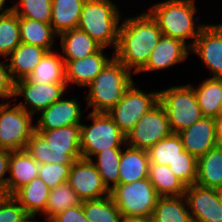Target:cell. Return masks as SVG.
Masks as SVG:
<instances>
[{
	"mask_svg": "<svg viewBox=\"0 0 222 222\" xmlns=\"http://www.w3.org/2000/svg\"><path fill=\"white\" fill-rule=\"evenodd\" d=\"M25 150L39 163L73 164L82 158L80 125L35 130Z\"/></svg>",
	"mask_w": 222,
	"mask_h": 222,
	"instance_id": "2",
	"label": "cell"
},
{
	"mask_svg": "<svg viewBox=\"0 0 222 222\" xmlns=\"http://www.w3.org/2000/svg\"><path fill=\"white\" fill-rule=\"evenodd\" d=\"M50 189L40 177L34 178L30 183L18 189L12 196L25 209L30 217L38 213L44 214Z\"/></svg>",
	"mask_w": 222,
	"mask_h": 222,
	"instance_id": "25",
	"label": "cell"
},
{
	"mask_svg": "<svg viewBox=\"0 0 222 222\" xmlns=\"http://www.w3.org/2000/svg\"><path fill=\"white\" fill-rule=\"evenodd\" d=\"M185 197L194 222H222L220 190L195 183L186 188Z\"/></svg>",
	"mask_w": 222,
	"mask_h": 222,
	"instance_id": "14",
	"label": "cell"
},
{
	"mask_svg": "<svg viewBox=\"0 0 222 222\" xmlns=\"http://www.w3.org/2000/svg\"><path fill=\"white\" fill-rule=\"evenodd\" d=\"M15 104L0 101V149H25L35 131L34 117Z\"/></svg>",
	"mask_w": 222,
	"mask_h": 222,
	"instance_id": "9",
	"label": "cell"
},
{
	"mask_svg": "<svg viewBox=\"0 0 222 222\" xmlns=\"http://www.w3.org/2000/svg\"><path fill=\"white\" fill-rule=\"evenodd\" d=\"M38 169L39 163L25 149L10 151L6 195H13L38 177Z\"/></svg>",
	"mask_w": 222,
	"mask_h": 222,
	"instance_id": "20",
	"label": "cell"
},
{
	"mask_svg": "<svg viewBox=\"0 0 222 222\" xmlns=\"http://www.w3.org/2000/svg\"><path fill=\"white\" fill-rule=\"evenodd\" d=\"M148 179L160 197L185 195L187 186L176 177L169 166L149 164Z\"/></svg>",
	"mask_w": 222,
	"mask_h": 222,
	"instance_id": "31",
	"label": "cell"
},
{
	"mask_svg": "<svg viewBox=\"0 0 222 222\" xmlns=\"http://www.w3.org/2000/svg\"><path fill=\"white\" fill-rule=\"evenodd\" d=\"M197 11L194 0L161 1L153 4L148 10L164 36L180 39L190 48L207 25L199 21L196 23L199 20V16L195 18ZM189 39L192 42L188 44L186 41Z\"/></svg>",
	"mask_w": 222,
	"mask_h": 222,
	"instance_id": "3",
	"label": "cell"
},
{
	"mask_svg": "<svg viewBox=\"0 0 222 222\" xmlns=\"http://www.w3.org/2000/svg\"><path fill=\"white\" fill-rule=\"evenodd\" d=\"M47 52L40 46L21 42L6 58L13 81L28 77Z\"/></svg>",
	"mask_w": 222,
	"mask_h": 222,
	"instance_id": "21",
	"label": "cell"
},
{
	"mask_svg": "<svg viewBox=\"0 0 222 222\" xmlns=\"http://www.w3.org/2000/svg\"><path fill=\"white\" fill-rule=\"evenodd\" d=\"M66 89V83L35 84L25 78L14 82L13 98L17 100V96H23L24 101L16 105L34 116L59 101Z\"/></svg>",
	"mask_w": 222,
	"mask_h": 222,
	"instance_id": "12",
	"label": "cell"
},
{
	"mask_svg": "<svg viewBox=\"0 0 222 222\" xmlns=\"http://www.w3.org/2000/svg\"><path fill=\"white\" fill-rule=\"evenodd\" d=\"M19 30L22 43L37 45L47 51L54 50L52 47H54V40L58 38V34L54 31L50 23L19 18Z\"/></svg>",
	"mask_w": 222,
	"mask_h": 222,
	"instance_id": "28",
	"label": "cell"
},
{
	"mask_svg": "<svg viewBox=\"0 0 222 222\" xmlns=\"http://www.w3.org/2000/svg\"><path fill=\"white\" fill-rule=\"evenodd\" d=\"M7 0H0V17L10 9V7L5 6ZM5 6V7H4ZM7 7V8H6Z\"/></svg>",
	"mask_w": 222,
	"mask_h": 222,
	"instance_id": "46",
	"label": "cell"
},
{
	"mask_svg": "<svg viewBox=\"0 0 222 222\" xmlns=\"http://www.w3.org/2000/svg\"><path fill=\"white\" fill-rule=\"evenodd\" d=\"M10 151L0 149V195H6L7 173L9 167ZM6 176V177H5Z\"/></svg>",
	"mask_w": 222,
	"mask_h": 222,
	"instance_id": "43",
	"label": "cell"
},
{
	"mask_svg": "<svg viewBox=\"0 0 222 222\" xmlns=\"http://www.w3.org/2000/svg\"><path fill=\"white\" fill-rule=\"evenodd\" d=\"M60 37L61 55L64 61L83 59L96 53L101 46L85 31L74 28L58 35Z\"/></svg>",
	"mask_w": 222,
	"mask_h": 222,
	"instance_id": "23",
	"label": "cell"
},
{
	"mask_svg": "<svg viewBox=\"0 0 222 222\" xmlns=\"http://www.w3.org/2000/svg\"><path fill=\"white\" fill-rule=\"evenodd\" d=\"M110 196L123 219L152 216L160 197L148 177L129 184H118L110 191Z\"/></svg>",
	"mask_w": 222,
	"mask_h": 222,
	"instance_id": "8",
	"label": "cell"
},
{
	"mask_svg": "<svg viewBox=\"0 0 222 222\" xmlns=\"http://www.w3.org/2000/svg\"><path fill=\"white\" fill-rule=\"evenodd\" d=\"M121 22L114 56L135 75L146 65L163 34L147 10Z\"/></svg>",
	"mask_w": 222,
	"mask_h": 222,
	"instance_id": "1",
	"label": "cell"
},
{
	"mask_svg": "<svg viewBox=\"0 0 222 222\" xmlns=\"http://www.w3.org/2000/svg\"><path fill=\"white\" fill-rule=\"evenodd\" d=\"M168 166L187 187L195 184L197 179V158L186 150L182 152V156L176 158Z\"/></svg>",
	"mask_w": 222,
	"mask_h": 222,
	"instance_id": "38",
	"label": "cell"
},
{
	"mask_svg": "<svg viewBox=\"0 0 222 222\" xmlns=\"http://www.w3.org/2000/svg\"><path fill=\"white\" fill-rule=\"evenodd\" d=\"M34 218H36V217H29L26 221H24V222H34Z\"/></svg>",
	"mask_w": 222,
	"mask_h": 222,
	"instance_id": "48",
	"label": "cell"
},
{
	"mask_svg": "<svg viewBox=\"0 0 222 222\" xmlns=\"http://www.w3.org/2000/svg\"><path fill=\"white\" fill-rule=\"evenodd\" d=\"M45 219L46 220H43L42 222H55L52 218H45ZM34 222H37V221H34Z\"/></svg>",
	"mask_w": 222,
	"mask_h": 222,
	"instance_id": "47",
	"label": "cell"
},
{
	"mask_svg": "<svg viewBox=\"0 0 222 222\" xmlns=\"http://www.w3.org/2000/svg\"><path fill=\"white\" fill-rule=\"evenodd\" d=\"M81 202L71 186L67 182L62 183L50 190L43 215L45 218H53L69 207L80 205Z\"/></svg>",
	"mask_w": 222,
	"mask_h": 222,
	"instance_id": "36",
	"label": "cell"
},
{
	"mask_svg": "<svg viewBox=\"0 0 222 222\" xmlns=\"http://www.w3.org/2000/svg\"><path fill=\"white\" fill-rule=\"evenodd\" d=\"M218 115H222V102H221V105H220V112Z\"/></svg>",
	"mask_w": 222,
	"mask_h": 222,
	"instance_id": "49",
	"label": "cell"
},
{
	"mask_svg": "<svg viewBox=\"0 0 222 222\" xmlns=\"http://www.w3.org/2000/svg\"><path fill=\"white\" fill-rule=\"evenodd\" d=\"M75 97L64 99L63 97L51 106L41 111L36 121L35 130H52L63 126L81 125V104Z\"/></svg>",
	"mask_w": 222,
	"mask_h": 222,
	"instance_id": "16",
	"label": "cell"
},
{
	"mask_svg": "<svg viewBox=\"0 0 222 222\" xmlns=\"http://www.w3.org/2000/svg\"><path fill=\"white\" fill-rule=\"evenodd\" d=\"M84 216L90 222H123V217L110 195L82 201Z\"/></svg>",
	"mask_w": 222,
	"mask_h": 222,
	"instance_id": "33",
	"label": "cell"
},
{
	"mask_svg": "<svg viewBox=\"0 0 222 222\" xmlns=\"http://www.w3.org/2000/svg\"><path fill=\"white\" fill-rule=\"evenodd\" d=\"M123 222H153L152 216L149 217H130L123 219Z\"/></svg>",
	"mask_w": 222,
	"mask_h": 222,
	"instance_id": "45",
	"label": "cell"
},
{
	"mask_svg": "<svg viewBox=\"0 0 222 222\" xmlns=\"http://www.w3.org/2000/svg\"><path fill=\"white\" fill-rule=\"evenodd\" d=\"M85 0H52L50 24L59 35L77 28Z\"/></svg>",
	"mask_w": 222,
	"mask_h": 222,
	"instance_id": "27",
	"label": "cell"
},
{
	"mask_svg": "<svg viewBox=\"0 0 222 222\" xmlns=\"http://www.w3.org/2000/svg\"><path fill=\"white\" fill-rule=\"evenodd\" d=\"M104 49L106 48L101 47L96 53L83 59L64 61L67 86L69 83L83 88L88 86L113 58L107 57Z\"/></svg>",
	"mask_w": 222,
	"mask_h": 222,
	"instance_id": "19",
	"label": "cell"
},
{
	"mask_svg": "<svg viewBox=\"0 0 222 222\" xmlns=\"http://www.w3.org/2000/svg\"><path fill=\"white\" fill-rule=\"evenodd\" d=\"M190 53V47L182 40L162 35L152 50L146 65L137 73L154 72L184 63Z\"/></svg>",
	"mask_w": 222,
	"mask_h": 222,
	"instance_id": "17",
	"label": "cell"
},
{
	"mask_svg": "<svg viewBox=\"0 0 222 222\" xmlns=\"http://www.w3.org/2000/svg\"><path fill=\"white\" fill-rule=\"evenodd\" d=\"M123 148H108L94 155L95 159H90L96 166L98 173L102 177L103 183L109 191L119 184V165Z\"/></svg>",
	"mask_w": 222,
	"mask_h": 222,
	"instance_id": "32",
	"label": "cell"
},
{
	"mask_svg": "<svg viewBox=\"0 0 222 222\" xmlns=\"http://www.w3.org/2000/svg\"><path fill=\"white\" fill-rule=\"evenodd\" d=\"M90 125H80L81 156L84 159H94V155L108 148H123L126 136L107 113H88ZM93 157V158H92Z\"/></svg>",
	"mask_w": 222,
	"mask_h": 222,
	"instance_id": "7",
	"label": "cell"
},
{
	"mask_svg": "<svg viewBox=\"0 0 222 222\" xmlns=\"http://www.w3.org/2000/svg\"><path fill=\"white\" fill-rule=\"evenodd\" d=\"M20 43L19 17L10 8L0 17V57L7 58Z\"/></svg>",
	"mask_w": 222,
	"mask_h": 222,
	"instance_id": "34",
	"label": "cell"
},
{
	"mask_svg": "<svg viewBox=\"0 0 222 222\" xmlns=\"http://www.w3.org/2000/svg\"><path fill=\"white\" fill-rule=\"evenodd\" d=\"M125 146L120 158L119 184H129L147 178L150 164L147 150L127 144Z\"/></svg>",
	"mask_w": 222,
	"mask_h": 222,
	"instance_id": "22",
	"label": "cell"
},
{
	"mask_svg": "<svg viewBox=\"0 0 222 222\" xmlns=\"http://www.w3.org/2000/svg\"><path fill=\"white\" fill-rule=\"evenodd\" d=\"M203 117L215 118L220 112L222 102V79L205 78L197 87L190 84Z\"/></svg>",
	"mask_w": 222,
	"mask_h": 222,
	"instance_id": "29",
	"label": "cell"
},
{
	"mask_svg": "<svg viewBox=\"0 0 222 222\" xmlns=\"http://www.w3.org/2000/svg\"><path fill=\"white\" fill-rule=\"evenodd\" d=\"M171 133L167 114L161 103L158 102L140 118L126 135V144L134 148L148 150Z\"/></svg>",
	"mask_w": 222,
	"mask_h": 222,
	"instance_id": "11",
	"label": "cell"
},
{
	"mask_svg": "<svg viewBox=\"0 0 222 222\" xmlns=\"http://www.w3.org/2000/svg\"><path fill=\"white\" fill-rule=\"evenodd\" d=\"M29 217L12 195H0V222H24Z\"/></svg>",
	"mask_w": 222,
	"mask_h": 222,
	"instance_id": "40",
	"label": "cell"
},
{
	"mask_svg": "<svg viewBox=\"0 0 222 222\" xmlns=\"http://www.w3.org/2000/svg\"><path fill=\"white\" fill-rule=\"evenodd\" d=\"M184 146L177 133L158 141L154 146L147 150L150 164L166 165L172 163L176 158L182 156Z\"/></svg>",
	"mask_w": 222,
	"mask_h": 222,
	"instance_id": "35",
	"label": "cell"
},
{
	"mask_svg": "<svg viewBox=\"0 0 222 222\" xmlns=\"http://www.w3.org/2000/svg\"><path fill=\"white\" fill-rule=\"evenodd\" d=\"M191 53H196L211 72V78L222 79V23L207 24L196 38Z\"/></svg>",
	"mask_w": 222,
	"mask_h": 222,
	"instance_id": "15",
	"label": "cell"
},
{
	"mask_svg": "<svg viewBox=\"0 0 222 222\" xmlns=\"http://www.w3.org/2000/svg\"><path fill=\"white\" fill-rule=\"evenodd\" d=\"M172 133H179L200 120L203 115L190 84L170 86L159 91Z\"/></svg>",
	"mask_w": 222,
	"mask_h": 222,
	"instance_id": "6",
	"label": "cell"
},
{
	"mask_svg": "<svg viewBox=\"0 0 222 222\" xmlns=\"http://www.w3.org/2000/svg\"><path fill=\"white\" fill-rule=\"evenodd\" d=\"M220 197H221V200H222V190H220Z\"/></svg>",
	"mask_w": 222,
	"mask_h": 222,
	"instance_id": "50",
	"label": "cell"
},
{
	"mask_svg": "<svg viewBox=\"0 0 222 222\" xmlns=\"http://www.w3.org/2000/svg\"><path fill=\"white\" fill-rule=\"evenodd\" d=\"M55 222H90L85 216L82 202L78 206L69 207L52 218Z\"/></svg>",
	"mask_w": 222,
	"mask_h": 222,
	"instance_id": "42",
	"label": "cell"
},
{
	"mask_svg": "<svg viewBox=\"0 0 222 222\" xmlns=\"http://www.w3.org/2000/svg\"><path fill=\"white\" fill-rule=\"evenodd\" d=\"M26 79L35 84L66 83L62 56L57 50L48 51Z\"/></svg>",
	"mask_w": 222,
	"mask_h": 222,
	"instance_id": "26",
	"label": "cell"
},
{
	"mask_svg": "<svg viewBox=\"0 0 222 222\" xmlns=\"http://www.w3.org/2000/svg\"><path fill=\"white\" fill-rule=\"evenodd\" d=\"M4 62L0 61V98L4 102H6L5 100L11 102L14 94V81L11 78L6 58Z\"/></svg>",
	"mask_w": 222,
	"mask_h": 222,
	"instance_id": "41",
	"label": "cell"
},
{
	"mask_svg": "<svg viewBox=\"0 0 222 222\" xmlns=\"http://www.w3.org/2000/svg\"><path fill=\"white\" fill-rule=\"evenodd\" d=\"M196 184L222 190V145L210 149L197 159Z\"/></svg>",
	"mask_w": 222,
	"mask_h": 222,
	"instance_id": "24",
	"label": "cell"
},
{
	"mask_svg": "<svg viewBox=\"0 0 222 222\" xmlns=\"http://www.w3.org/2000/svg\"><path fill=\"white\" fill-rule=\"evenodd\" d=\"M71 165L60 163L39 164L38 177L52 190L58 185L67 182Z\"/></svg>",
	"mask_w": 222,
	"mask_h": 222,
	"instance_id": "39",
	"label": "cell"
},
{
	"mask_svg": "<svg viewBox=\"0 0 222 222\" xmlns=\"http://www.w3.org/2000/svg\"><path fill=\"white\" fill-rule=\"evenodd\" d=\"M213 120L215 124L217 144L222 145V115H217Z\"/></svg>",
	"mask_w": 222,
	"mask_h": 222,
	"instance_id": "44",
	"label": "cell"
},
{
	"mask_svg": "<svg viewBox=\"0 0 222 222\" xmlns=\"http://www.w3.org/2000/svg\"><path fill=\"white\" fill-rule=\"evenodd\" d=\"M185 195L159 197L152 213L153 222H194Z\"/></svg>",
	"mask_w": 222,
	"mask_h": 222,
	"instance_id": "30",
	"label": "cell"
},
{
	"mask_svg": "<svg viewBox=\"0 0 222 222\" xmlns=\"http://www.w3.org/2000/svg\"><path fill=\"white\" fill-rule=\"evenodd\" d=\"M86 87H89L86 99L87 108L92 113H107L122 98L132 85L133 72L127 69L115 56Z\"/></svg>",
	"mask_w": 222,
	"mask_h": 222,
	"instance_id": "4",
	"label": "cell"
},
{
	"mask_svg": "<svg viewBox=\"0 0 222 222\" xmlns=\"http://www.w3.org/2000/svg\"><path fill=\"white\" fill-rule=\"evenodd\" d=\"M9 7L19 18L33 19L44 23L51 21L52 0H19Z\"/></svg>",
	"mask_w": 222,
	"mask_h": 222,
	"instance_id": "37",
	"label": "cell"
},
{
	"mask_svg": "<svg viewBox=\"0 0 222 222\" xmlns=\"http://www.w3.org/2000/svg\"><path fill=\"white\" fill-rule=\"evenodd\" d=\"M67 183L81 201L110 195L96 166L89 159L80 158L71 165Z\"/></svg>",
	"mask_w": 222,
	"mask_h": 222,
	"instance_id": "13",
	"label": "cell"
},
{
	"mask_svg": "<svg viewBox=\"0 0 222 222\" xmlns=\"http://www.w3.org/2000/svg\"><path fill=\"white\" fill-rule=\"evenodd\" d=\"M159 102V91L146 93L135 84L126 90L121 100L107 114L126 136L140 118Z\"/></svg>",
	"mask_w": 222,
	"mask_h": 222,
	"instance_id": "10",
	"label": "cell"
},
{
	"mask_svg": "<svg viewBox=\"0 0 222 222\" xmlns=\"http://www.w3.org/2000/svg\"><path fill=\"white\" fill-rule=\"evenodd\" d=\"M118 7L111 0H85L77 26L101 47H113V54L118 45L119 24L123 18Z\"/></svg>",
	"mask_w": 222,
	"mask_h": 222,
	"instance_id": "5",
	"label": "cell"
},
{
	"mask_svg": "<svg viewBox=\"0 0 222 222\" xmlns=\"http://www.w3.org/2000/svg\"><path fill=\"white\" fill-rule=\"evenodd\" d=\"M184 150L197 159L216 147V133L213 118L202 117L192 126L178 133Z\"/></svg>",
	"mask_w": 222,
	"mask_h": 222,
	"instance_id": "18",
	"label": "cell"
}]
</instances>
